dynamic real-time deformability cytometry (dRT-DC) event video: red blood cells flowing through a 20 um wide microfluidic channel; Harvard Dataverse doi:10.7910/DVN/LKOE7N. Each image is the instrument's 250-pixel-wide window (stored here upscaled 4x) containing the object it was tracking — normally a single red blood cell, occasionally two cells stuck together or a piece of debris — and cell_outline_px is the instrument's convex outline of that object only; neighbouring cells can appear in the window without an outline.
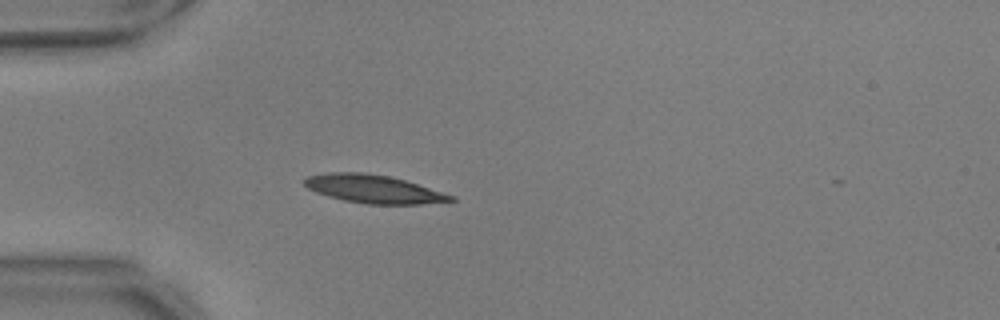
{"species": "common noctule bat (a hibernating species)", "species_latin": "Nyctalus noctula", "temperature_condition": "warm", "stored_images_in_passage": 39, "camera_frame_rate_fps": 3000, "um_per_image_px": 0.085, "animal": {"sex": "male", "body_mass_g": 17.9, "forearm_length_mm": 54.2}, "frame": {"image": 1, "passage_image": 1, "time_ms": 0.0, "image_size_px": [1000, 320], "cell_outline_px": [[456, 200], [420, 204], [364, 204], [344, 200], [328, 196], [316, 192], [308, 188], [300, 180], [308, 176], [328, 172], [364, 172], [388, 176], [404, 180], [456, 196]], "centroid_in_image_um": [31.72, 16.06], "position_along_channel_um": 53.3, "area_um2": 24.04}}
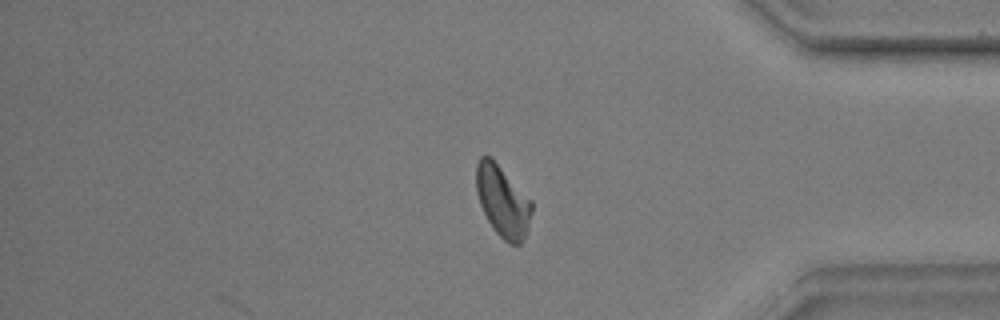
{"frame": {"image": 2, "passage_image": 31, "time_ms": 10.0, "image_size_px": [1000, 320], "cell_outline_px": [[532, 212], [528, 228], [520, 244], [508, 244], [492, 228], [480, 204], [476, 192], [476, 164], [480, 156], [492, 156], [532, 200]], "centroid_in_image_um": [42.72, 17.06], "position_along_channel_um": 392.5, "area_um2": 23.29}}
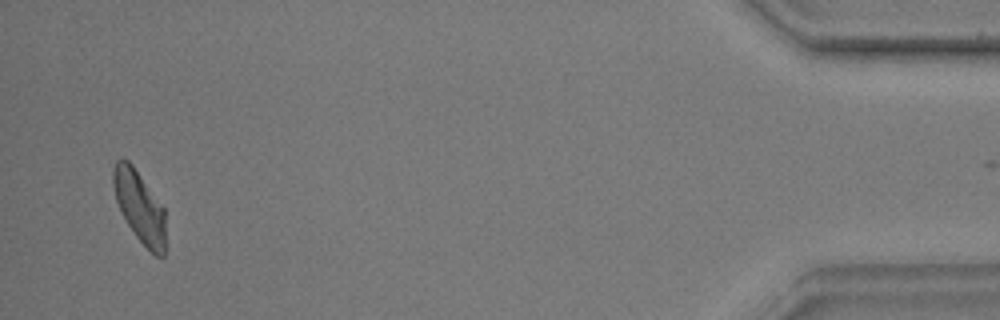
{"frame": {"image": 3, "passage_image": 38, "time_ms": 12.333, "image_size_px": [1000, 320], "cell_outline_px": [[164, 256], [156, 256], [136, 236], [124, 220], [120, 212], [116, 200], [112, 184], [112, 172], [116, 160], [128, 160], [132, 164], [164, 208]], "centroid_in_image_um": [11.82, 17.55], "position_along_channel_um": 423.4, "area_um2": 21.5}}